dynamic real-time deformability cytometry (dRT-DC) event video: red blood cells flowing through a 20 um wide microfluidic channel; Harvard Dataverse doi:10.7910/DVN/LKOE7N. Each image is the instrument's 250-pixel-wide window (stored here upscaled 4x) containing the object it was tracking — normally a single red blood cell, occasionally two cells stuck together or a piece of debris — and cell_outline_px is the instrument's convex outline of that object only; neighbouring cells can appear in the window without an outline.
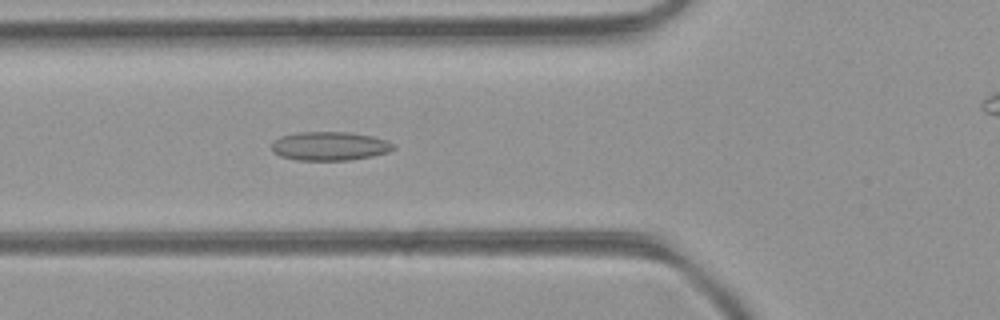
{"species": "common noctule bat (a hibernating species)", "species_latin": "Nyctalus noctula", "temperature_condition": "room temperature", "stored_images_in_passage": 48, "camera_frame_rate_fps": 3000, "um_per_image_px": 0.085, "animal": {"sex": "female", "body_mass_g": 21.9}, "frame": {"image": 1, "passage_image": 14, "time_ms": 4.333, "image_size_px": [1000, 320], "cell_outline_px": [[396, 148], [388, 152], [372, 156], [348, 160], [296, 160], [280, 156], [272, 152], [272, 144], [280, 136], [300, 132], [348, 132], [372, 136], [388, 140]], "centroid_in_image_um": [28.02, 12.42], "position_along_channel_um": 97.8, "area_um2": 20.4}}
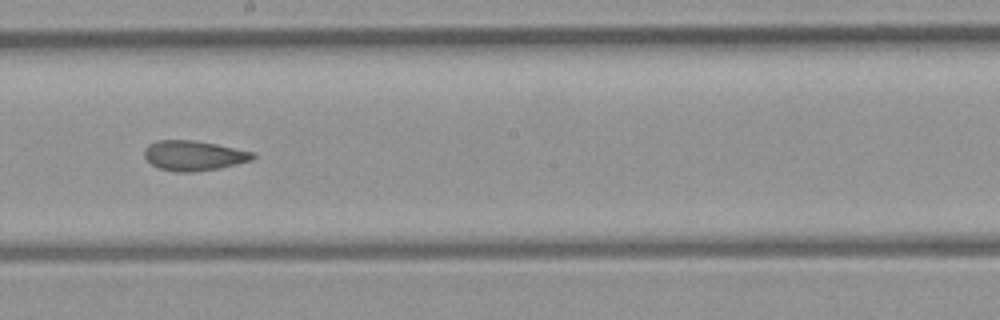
{"frame": {"image": 2, "passage_image": 24, "time_ms": 7.667, "image_size_px": [1000, 320], "cell_outline_px": [[256, 156], [252, 160], [220, 168], [192, 172], [176, 172], [160, 168], [152, 164], [144, 156], [144, 148], [148, 144], [156, 140], [192, 140], [216, 144], [256, 152]], "centroid_in_image_um": [16.48, 13.22], "position_along_channel_um": 231.7, "area_um2": 19.02}}
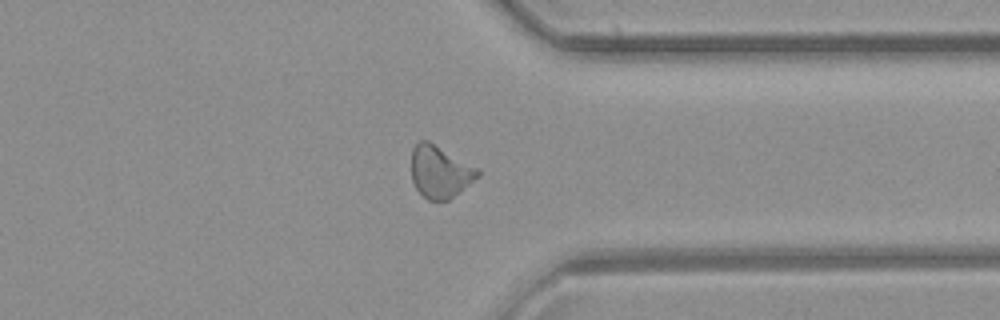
{"frame": {"image": 3, "passage_image": 35, "time_ms": 11.333, "image_size_px": [1000, 320], "cell_outline_px": [[480, 176], [448, 200], [428, 200], [416, 188], [412, 180], [412, 148], [420, 140], [428, 140], [480, 168]], "centroid_in_image_um": [37.42, 14.58], "position_along_channel_um": 374.0, "area_um2": 20.23}, "authors_computed_cell_mechanics": {"area_um2": 19.6809, "velocity_mm_per_s": 3.9974, "shape_relaxation_time_tau1_ms": null, "shape_relaxation_time_tau2_ms": 3.051, "deformation_change_tau1": null, "deformation_change_tau2": 0.108}}